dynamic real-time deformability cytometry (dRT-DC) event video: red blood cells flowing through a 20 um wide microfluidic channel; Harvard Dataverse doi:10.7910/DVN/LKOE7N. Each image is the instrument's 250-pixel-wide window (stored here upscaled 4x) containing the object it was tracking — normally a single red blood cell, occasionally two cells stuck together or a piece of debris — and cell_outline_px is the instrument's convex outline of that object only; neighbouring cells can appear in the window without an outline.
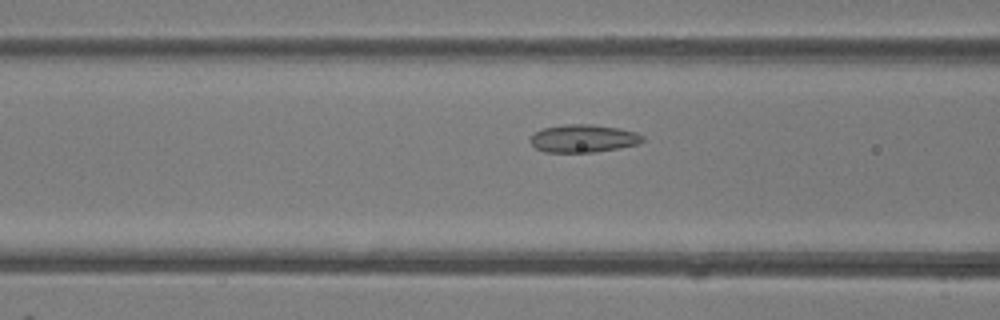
{"species": "common noctule bat (a hibernating species)", "species_latin": "Nyctalus noctula", "temperature_condition": "room temperature", "stored_images_in_passage": 40, "camera_frame_rate_fps": 3000, "um_per_image_px": 0.085, "animal": {"sex": "female"}, "frame": {"image": 1, "passage_image": 11, "time_ms": 3.333, "image_size_px": [1000, 320], "cell_outline_px": [[644, 140], [640, 144], [596, 152], [544, 152], [536, 148], [528, 140], [532, 132], [544, 128], [564, 124], [592, 124], [620, 128], [636, 132], [644, 136]], "centroid_in_image_um": [49.57, 11.76], "position_along_channel_um": 117.0, "area_um2": 18.5}}
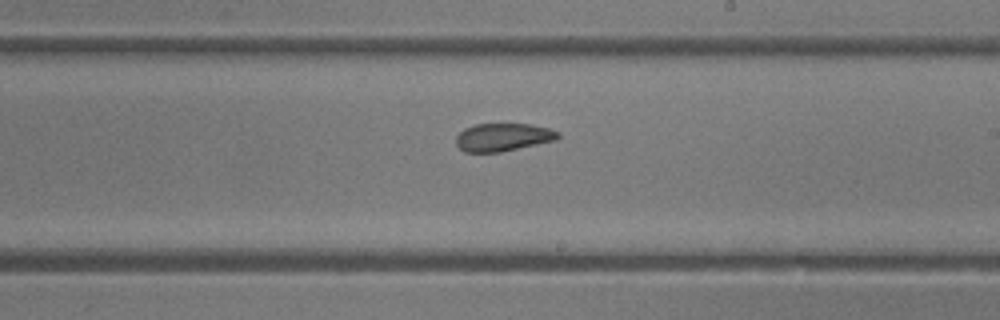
{"frame": {"image": 2, "passage_image": 20, "time_ms": 6.333, "image_size_px": [1000, 320], "cell_outline_px": [[560, 136], [556, 140], [500, 152], [464, 152], [456, 144], [456, 136], [464, 128], [476, 124], [532, 124], [548, 128], [560, 132]], "centroid_in_image_um": [42.76, 11.66], "position_along_channel_um": 246.2, "area_um2": 16.59}}
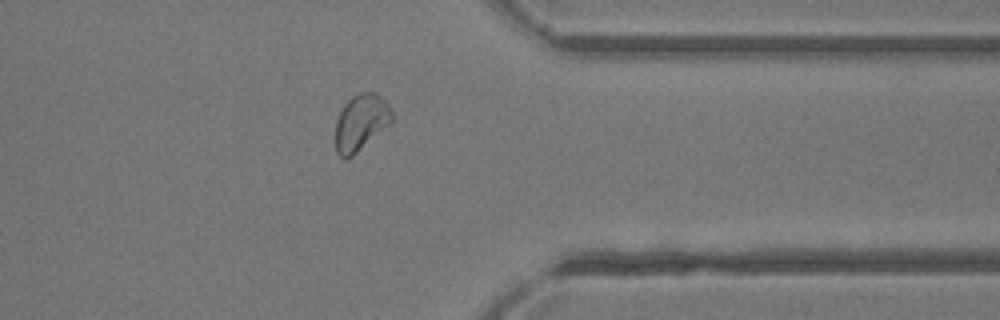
{"frame": {"image": 3, "passage_image": 30, "time_ms": 9.667, "image_size_px": [1000, 320], "cell_outline_px": [[392, 120], [388, 124], [352, 156], [344, 160], [336, 152], [336, 120], [344, 104], [352, 96], [360, 92], [376, 92], [388, 104], [392, 112]], "centroid_in_image_um": [30.65, 10.39], "position_along_channel_um": 380.8, "area_um2": 18.15}, "authors_computed_cell_mechanics": {"area_um2": 18.1781, "velocity_mm_per_s": 4.311, "shape_relaxation_time_tau1_ms": null, "shape_relaxation_time_tau2_ms": 1.4351, "deformation_change_tau1": null, "deformation_change_tau2": 0.0806}}